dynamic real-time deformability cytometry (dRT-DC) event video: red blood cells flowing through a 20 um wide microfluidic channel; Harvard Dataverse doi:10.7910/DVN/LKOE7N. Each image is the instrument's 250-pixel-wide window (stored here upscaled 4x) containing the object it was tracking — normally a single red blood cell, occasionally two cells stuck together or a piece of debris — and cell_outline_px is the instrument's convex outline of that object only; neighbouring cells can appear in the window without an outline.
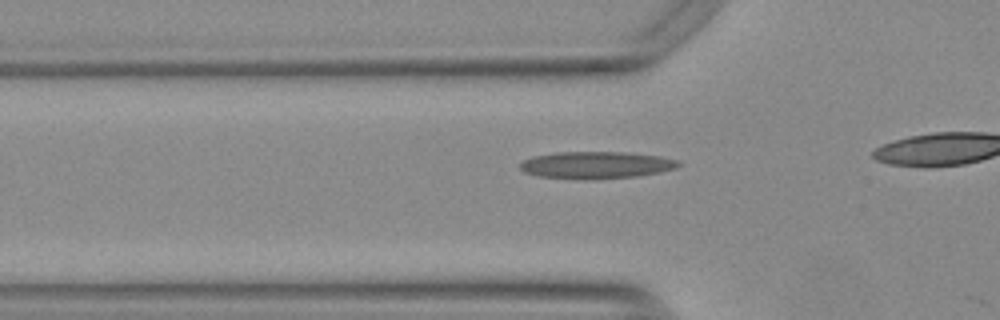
{"species": "Egyptian fruit bat (a non-hibernating species)", "species_latin": "Rousettus aegyptiacus", "temperature_condition": "warm", "stored_images_in_passage": 10, "camera_frame_rate_fps": 3000, "um_per_image_px": 0.085, "animal": {"sex": "female"}, "frame": {"image": 1, "passage_image": 9, "time_ms": 2.667, "image_size_px": [1000, 320], "cell_outline_px": [[680, 164], [676, 168], [660, 172], [636, 176], [592, 180], [580, 180], [540, 176], [524, 172], [520, 168], [520, 164], [524, 160], [532, 156], [556, 152], [628, 152], [660, 156], [680, 160]], "centroid_in_image_um": [50.68, 14.03], "position_along_channel_um": 75.1, "area_um2": 25.26}}